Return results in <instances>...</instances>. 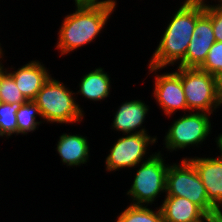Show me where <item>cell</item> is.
I'll use <instances>...</instances> for the list:
<instances>
[{
	"mask_svg": "<svg viewBox=\"0 0 222 222\" xmlns=\"http://www.w3.org/2000/svg\"><path fill=\"white\" fill-rule=\"evenodd\" d=\"M75 11L64 17L58 31L56 48L60 56L92 43L115 11L116 0L77 1ZM60 50V51H59Z\"/></svg>",
	"mask_w": 222,
	"mask_h": 222,
	"instance_id": "cell-1",
	"label": "cell"
},
{
	"mask_svg": "<svg viewBox=\"0 0 222 222\" xmlns=\"http://www.w3.org/2000/svg\"><path fill=\"white\" fill-rule=\"evenodd\" d=\"M205 13V3L185 0L163 32L148 65L165 68L180 64L187 53L196 21Z\"/></svg>",
	"mask_w": 222,
	"mask_h": 222,
	"instance_id": "cell-2",
	"label": "cell"
},
{
	"mask_svg": "<svg viewBox=\"0 0 222 222\" xmlns=\"http://www.w3.org/2000/svg\"><path fill=\"white\" fill-rule=\"evenodd\" d=\"M63 82L50 76L33 100L39 107L44 123L73 124L82 122L83 108L76 102L78 96Z\"/></svg>",
	"mask_w": 222,
	"mask_h": 222,
	"instance_id": "cell-3",
	"label": "cell"
},
{
	"mask_svg": "<svg viewBox=\"0 0 222 222\" xmlns=\"http://www.w3.org/2000/svg\"><path fill=\"white\" fill-rule=\"evenodd\" d=\"M165 196L187 198L199 206L214 222H222V213L208 200L207 191L194 165L183 158L169 164Z\"/></svg>",
	"mask_w": 222,
	"mask_h": 222,
	"instance_id": "cell-4",
	"label": "cell"
},
{
	"mask_svg": "<svg viewBox=\"0 0 222 222\" xmlns=\"http://www.w3.org/2000/svg\"><path fill=\"white\" fill-rule=\"evenodd\" d=\"M161 151L138 164L133 183L126 195L132 205H152L161 193L166 192V176L169 164Z\"/></svg>",
	"mask_w": 222,
	"mask_h": 222,
	"instance_id": "cell-5",
	"label": "cell"
},
{
	"mask_svg": "<svg viewBox=\"0 0 222 222\" xmlns=\"http://www.w3.org/2000/svg\"><path fill=\"white\" fill-rule=\"evenodd\" d=\"M181 82L189 111L213 114L221 107L216 76L199 68L181 67Z\"/></svg>",
	"mask_w": 222,
	"mask_h": 222,
	"instance_id": "cell-6",
	"label": "cell"
},
{
	"mask_svg": "<svg viewBox=\"0 0 222 222\" xmlns=\"http://www.w3.org/2000/svg\"><path fill=\"white\" fill-rule=\"evenodd\" d=\"M210 117L211 114L204 112L184 113L169 126L163 140L165 145L163 147L167 152L184 150L190 146L198 148V145H202L212 133Z\"/></svg>",
	"mask_w": 222,
	"mask_h": 222,
	"instance_id": "cell-7",
	"label": "cell"
},
{
	"mask_svg": "<svg viewBox=\"0 0 222 222\" xmlns=\"http://www.w3.org/2000/svg\"><path fill=\"white\" fill-rule=\"evenodd\" d=\"M156 142H158L157 137H151L148 133L124 134L110 148V153L105 160V170L115 172L123 168L129 170H131L130 168H136L138 164L154 154L149 155V152H147L149 149L147 148H150L148 146H152Z\"/></svg>",
	"mask_w": 222,
	"mask_h": 222,
	"instance_id": "cell-8",
	"label": "cell"
},
{
	"mask_svg": "<svg viewBox=\"0 0 222 222\" xmlns=\"http://www.w3.org/2000/svg\"><path fill=\"white\" fill-rule=\"evenodd\" d=\"M147 66L149 75L155 73L152 94L164 115L171 117L179 110L184 111L183 113L189 112L181 82V67L177 66L175 72H165L159 75L158 71L160 72L162 68Z\"/></svg>",
	"mask_w": 222,
	"mask_h": 222,
	"instance_id": "cell-9",
	"label": "cell"
},
{
	"mask_svg": "<svg viewBox=\"0 0 222 222\" xmlns=\"http://www.w3.org/2000/svg\"><path fill=\"white\" fill-rule=\"evenodd\" d=\"M216 42L212 19L204 13L197 21L184 60L177 65L184 68H199L206 60L209 49Z\"/></svg>",
	"mask_w": 222,
	"mask_h": 222,
	"instance_id": "cell-10",
	"label": "cell"
},
{
	"mask_svg": "<svg viewBox=\"0 0 222 222\" xmlns=\"http://www.w3.org/2000/svg\"><path fill=\"white\" fill-rule=\"evenodd\" d=\"M187 158L196 169L207 191L208 200L222 213V153L219 157Z\"/></svg>",
	"mask_w": 222,
	"mask_h": 222,
	"instance_id": "cell-11",
	"label": "cell"
},
{
	"mask_svg": "<svg viewBox=\"0 0 222 222\" xmlns=\"http://www.w3.org/2000/svg\"><path fill=\"white\" fill-rule=\"evenodd\" d=\"M148 112L149 106L140 99L122 102L114 113L111 129L122 132V135L148 133L145 125L143 126Z\"/></svg>",
	"mask_w": 222,
	"mask_h": 222,
	"instance_id": "cell-12",
	"label": "cell"
},
{
	"mask_svg": "<svg viewBox=\"0 0 222 222\" xmlns=\"http://www.w3.org/2000/svg\"><path fill=\"white\" fill-rule=\"evenodd\" d=\"M49 68L45 67L40 61L31 60L17 70H7L27 100H34L37 93L42 89L44 83L51 76Z\"/></svg>",
	"mask_w": 222,
	"mask_h": 222,
	"instance_id": "cell-13",
	"label": "cell"
},
{
	"mask_svg": "<svg viewBox=\"0 0 222 222\" xmlns=\"http://www.w3.org/2000/svg\"><path fill=\"white\" fill-rule=\"evenodd\" d=\"M164 197L159 206L164 222H214L199 206L187 198Z\"/></svg>",
	"mask_w": 222,
	"mask_h": 222,
	"instance_id": "cell-14",
	"label": "cell"
},
{
	"mask_svg": "<svg viewBox=\"0 0 222 222\" xmlns=\"http://www.w3.org/2000/svg\"><path fill=\"white\" fill-rule=\"evenodd\" d=\"M81 134L63 133L59 136L56 151L60 156L62 165L67 167L81 166L89 162V140Z\"/></svg>",
	"mask_w": 222,
	"mask_h": 222,
	"instance_id": "cell-15",
	"label": "cell"
},
{
	"mask_svg": "<svg viewBox=\"0 0 222 222\" xmlns=\"http://www.w3.org/2000/svg\"><path fill=\"white\" fill-rule=\"evenodd\" d=\"M78 84L79 90L75 92V96L81 94L86 100L93 102L108 98L112 88L110 75L102 67L95 68L85 74Z\"/></svg>",
	"mask_w": 222,
	"mask_h": 222,
	"instance_id": "cell-16",
	"label": "cell"
},
{
	"mask_svg": "<svg viewBox=\"0 0 222 222\" xmlns=\"http://www.w3.org/2000/svg\"><path fill=\"white\" fill-rule=\"evenodd\" d=\"M36 117L41 118L40 110L33 100H28L18 109L16 113L18 135H27L38 129L43 120L38 121Z\"/></svg>",
	"mask_w": 222,
	"mask_h": 222,
	"instance_id": "cell-17",
	"label": "cell"
},
{
	"mask_svg": "<svg viewBox=\"0 0 222 222\" xmlns=\"http://www.w3.org/2000/svg\"><path fill=\"white\" fill-rule=\"evenodd\" d=\"M115 222H164L160 208L150 209L144 205H128Z\"/></svg>",
	"mask_w": 222,
	"mask_h": 222,
	"instance_id": "cell-18",
	"label": "cell"
},
{
	"mask_svg": "<svg viewBox=\"0 0 222 222\" xmlns=\"http://www.w3.org/2000/svg\"><path fill=\"white\" fill-rule=\"evenodd\" d=\"M22 104H0V137L8 139L11 135H18L16 113Z\"/></svg>",
	"mask_w": 222,
	"mask_h": 222,
	"instance_id": "cell-19",
	"label": "cell"
},
{
	"mask_svg": "<svg viewBox=\"0 0 222 222\" xmlns=\"http://www.w3.org/2000/svg\"><path fill=\"white\" fill-rule=\"evenodd\" d=\"M0 97L4 103H26L28 100L18 89L13 76L6 68H0Z\"/></svg>",
	"mask_w": 222,
	"mask_h": 222,
	"instance_id": "cell-20",
	"label": "cell"
},
{
	"mask_svg": "<svg viewBox=\"0 0 222 222\" xmlns=\"http://www.w3.org/2000/svg\"><path fill=\"white\" fill-rule=\"evenodd\" d=\"M202 71L217 76L222 71V42L216 41L209 49L206 60L199 67Z\"/></svg>",
	"mask_w": 222,
	"mask_h": 222,
	"instance_id": "cell-21",
	"label": "cell"
},
{
	"mask_svg": "<svg viewBox=\"0 0 222 222\" xmlns=\"http://www.w3.org/2000/svg\"><path fill=\"white\" fill-rule=\"evenodd\" d=\"M217 4L205 3V13L212 19V28L216 41L222 42V1Z\"/></svg>",
	"mask_w": 222,
	"mask_h": 222,
	"instance_id": "cell-22",
	"label": "cell"
},
{
	"mask_svg": "<svg viewBox=\"0 0 222 222\" xmlns=\"http://www.w3.org/2000/svg\"><path fill=\"white\" fill-rule=\"evenodd\" d=\"M216 77H217L218 92H219V95L222 99V71Z\"/></svg>",
	"mask_w": 222,
	"mask_h": 222,
	"instance_id": "cell-23",
	"label": "cell"
},
{
	"mask_svg": "<svg viewBox=\"0 0 222 222\" xmlns=\"http://www.w3.org/2000/svg\"><path fill=\"white\" fill-rule=\"evenodd\" d=\"M216 138V140H215V142H216V145H217V148L221 151V153H222V136H217V137H215Z\"/></svg>",
	"mask_w": 222,
	"mask_h": 222,
	"instance_id": "cell-24",
	"label": "cell"
},
{
	"mask_svg": "<svg viewBox=\"0 0 222 222\" xmlns=\"http://www.w3.org/2000/svg\"><path fill=\"white\" fill-rule=\"evenodd\" d=\"M3 48L4 47H1V43H0V68H2V67H4V65H3V63L1 62L2 60H4L3 58H4V52L5 51H3Z\"/></svg>",
	"mask_w": 222,
	"mask_h": 222,
	"instance_id": "cell-25",
	"label": "cell"
},
{
	"mask_svg": "<svg viewBox=\"0 0 222 222\" xmlns=\"http://www.w3.org/2000/svg\"><path fill=\"white\" fill-rule=\"evenodd\" d=\"M188 1H191V2H200V3H206L208 2L207 0H188ZM218 1H222V0H218ZM216 2V0H215Z\"/></svg>",
	"mask_w": 222,
	"mask_h": 222,
	"instance_id": "cell-26",
	"label": "cell"
},
{
	"mask_svg": "<svg viewBox=\"0 0 222 222\" xmlns=\"http://www.w3.org/2000/svg\"><path fill=\"white\" fill-rule=\"evenodd\" d=\"M77 1H92V2H99V0H77Z\"/></svg>",
	"mask_w": 222,
	"mask_h": 222,
	"instance_id": "cell-27",
	"label": "cell"
}]
</instances>
